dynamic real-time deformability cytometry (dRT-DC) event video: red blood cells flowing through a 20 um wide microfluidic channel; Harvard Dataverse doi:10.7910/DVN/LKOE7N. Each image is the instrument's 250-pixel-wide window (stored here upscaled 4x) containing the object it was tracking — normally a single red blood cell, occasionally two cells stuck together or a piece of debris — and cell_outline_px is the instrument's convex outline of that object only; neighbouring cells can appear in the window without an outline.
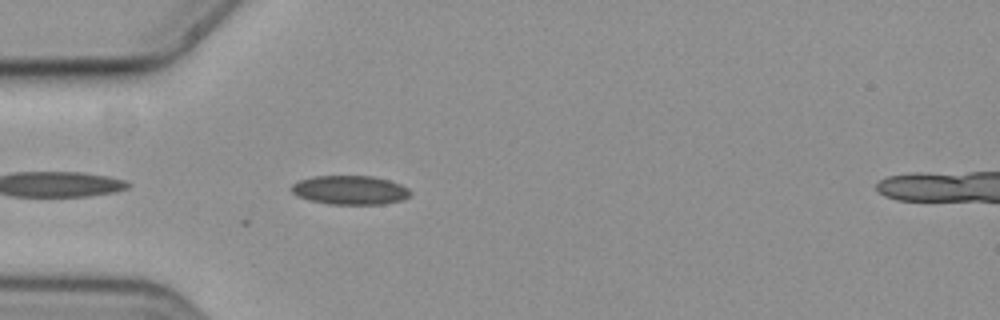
{"species": "common noctule bat (a hibernating species)", "species_latin": "Nyctalus noctula", "temperature_condition": "cold", "stored_images_in_passage": 4, "camera_frame_rate_fps": 3000, "um_per_image_px": 0.085, "animal": {"sex": "female", "body_mass_g": 19.3, "forearm_length_mm": 54.1}, "frame": {"image": 1, "passage_image": 1, "time_ms": 0.0, "image_size_px": [1000, 320], "cell_outline_px": [[412, 192], [404, 200], [384, 204], [328, 204], [308, 200], [296, 196], [288, 188], [292, 184], [300, 180], [312, 176], [372, 176], [388, 180], [400, 184], [408, 188]], "centroid_in_image_um": [29.72, 16.16], "position_along_channel_um": 55.3, "area_um2": 20.29}}